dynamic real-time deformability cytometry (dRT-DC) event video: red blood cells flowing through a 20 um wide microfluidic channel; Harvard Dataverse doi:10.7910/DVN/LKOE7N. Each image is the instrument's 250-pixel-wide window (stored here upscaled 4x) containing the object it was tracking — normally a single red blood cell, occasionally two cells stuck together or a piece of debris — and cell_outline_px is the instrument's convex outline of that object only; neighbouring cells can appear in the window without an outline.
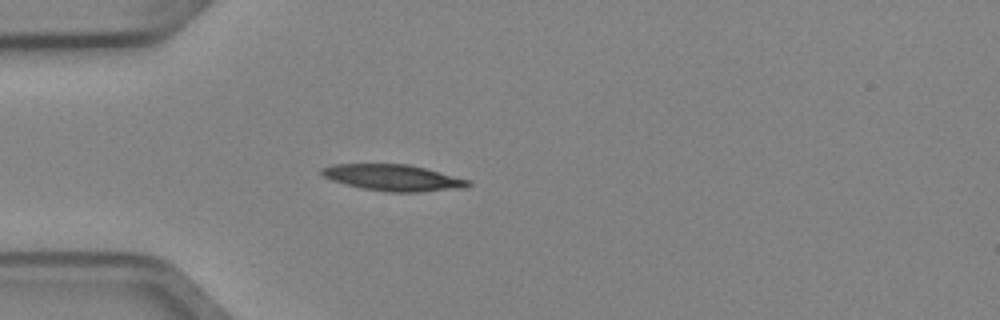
{"species": "Egyptian fruit bat (a non-hibernating species)", "species_latin": "Rousettus aegyptiacus", "temperature_condition": "cold", "stored_images_in_passage": 3, "camera_frame_rate_fps": 3000, "um_per_image_px": 0.085, "animal": {"sex": "female"}, "frame": {"image": 1, "passage_image": 3, "time_ms": 0.667, "image_size_px": [1000, 320], "cell_outline_px": [[472, 184], [464, 188], [420, 192], [388, 192], [364, 188], [332, 180], [324, 176], [320, 172], [320, 168], [332, 164], [408, 164], [424, 168], [468, 180]], "centroid_in_image_um": [33.4, 15.1], "position_along_channel_um": 51.6, "area_um2": 22.14}}